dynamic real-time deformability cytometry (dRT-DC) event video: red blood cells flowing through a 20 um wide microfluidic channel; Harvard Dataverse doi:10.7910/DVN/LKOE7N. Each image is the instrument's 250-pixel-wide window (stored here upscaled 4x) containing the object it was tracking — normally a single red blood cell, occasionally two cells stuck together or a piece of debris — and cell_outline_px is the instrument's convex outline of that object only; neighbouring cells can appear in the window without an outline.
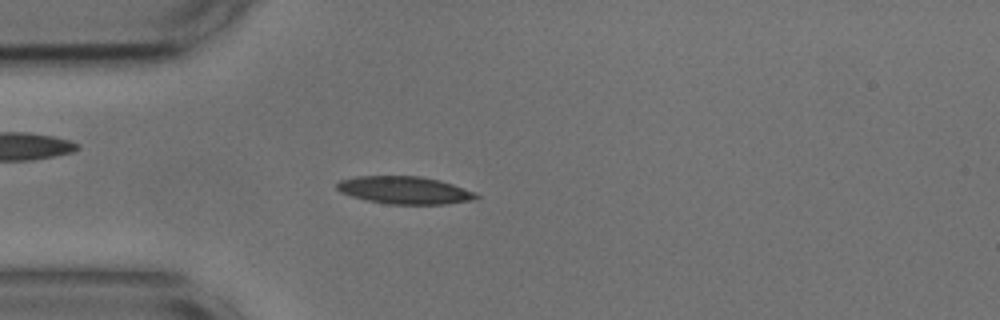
{"species": "common noctule bat (a hibernating species)", "species_latin": "Nyctalus noctula", "temperature_condition": "cold", "stored_images_in_passage": 53, "camera_frame_rate_fps": 3000, "um_per_image_px": 0.085, "animal": {"sex": "male", "body_mass_g": 17.9, "forearm_length_mm": 54.2}, "frame": {"image": 1, "passage_image": 13, "time_ms": 4.0, "image_size_px": [1000, 320], "cell_outline_px": [[480, 196], [476, 200], [444, 204], [388, 204], [368, 200], [352, 196], [340, 192], [336, 188], [336, 184], [340, 180], [356, 176], [420, 176], [440, 180], [476, 192]], "centroid_in_image_um": [34.42, 16.16], "position_along_channel_um": 50.6, "area_um2": 22.43}}
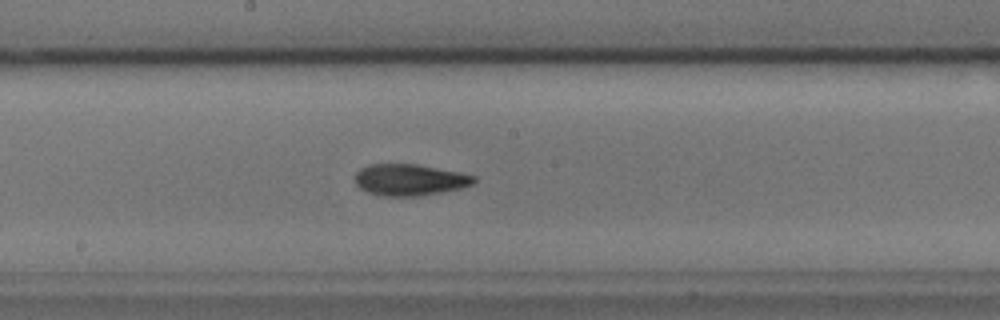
{"frame": {"image": 2, "passage_image": 27, "time_ms": 8.667, "image_size_px": [1000, 320], "cell_outline_px": [[476, 180], [472, 184], [460, 188], [420, 196], [380, 196], [368, 192], [360, 188], [356, 184], [356, 172], [360, 168], [368, 164], [416, 164], [460, 172], [476, 176]], "centroid_in_image_um": [34.81, 15.28], "position_along_channel_um": 213.4, "area_um2": 21.79}}
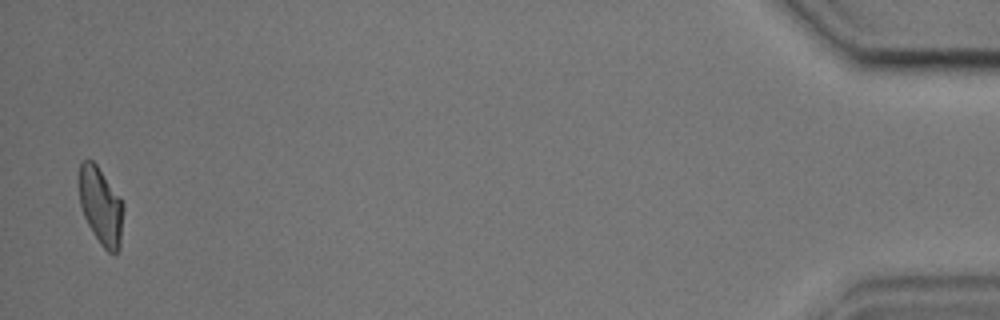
{"frame": {"image": 3, "passage_image": 52, "time_ms": 17.0, "image_size_px": [1000, 320], "cell_outline_px": [[124, 208], [120, 248], [116, 252], [108, 252], [100, 244], [92, 232], [84, 216], [80, 204], [76, 180], [80, 164], [84, 160], [92, 160], [96, 164], [120, 196], [124, 204]], "centroid_in_image_um": [8.55, 17.48], "position_along_channel_um": 426.7, "area_um2": 20.46}, "authors_computed_cell_mechanics": {"area_um2": 21.2704, "velocity_mm_per_s": 3.655, "shape_relaxation_time_tau1_ms": 9.1667, "shape_relaxation_time_tau2_ms": 3.1767, "deformation_change_tau1": 0.2005, "deformation_change_tau2": 0.1021}}